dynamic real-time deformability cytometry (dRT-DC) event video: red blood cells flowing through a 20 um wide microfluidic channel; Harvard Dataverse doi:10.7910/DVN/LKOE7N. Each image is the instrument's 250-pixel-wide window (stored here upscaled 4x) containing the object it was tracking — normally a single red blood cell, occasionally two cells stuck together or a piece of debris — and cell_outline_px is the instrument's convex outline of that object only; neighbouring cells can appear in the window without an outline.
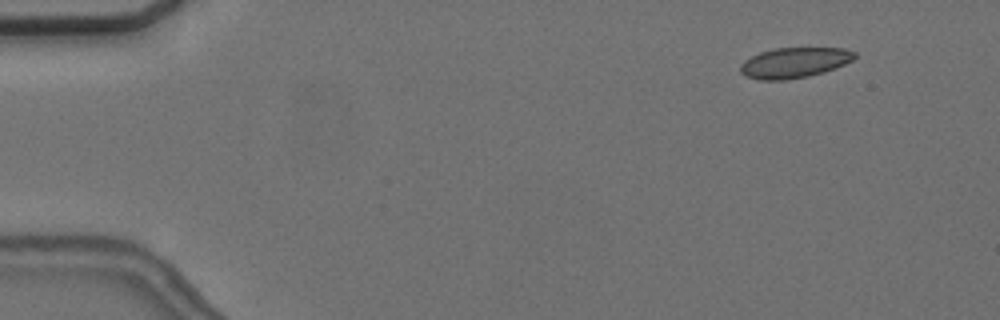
{"species": "common noctule bat (a hibernating species)", "species_latin": "Nyctalus noctula", "temperature_condition": "cold", "stored_images_in_passage": 57, "camera_frame_rate_fps": 3000, "um_per_image_px": 0.085, "animal": {"sex": "female", "body_mass_g": 24.6, "forearm_length_mm": 56.2}, "frame": {"image": 1, "passage_image": 6, "time_ms": 1.667, "image_size_px": [1000, 320], "cell_outline_px": [[856, 56], [852, 60], [836, 68], [824, 72], [808, 76], [784, 80], [760, 80], [744, 76], [740, 72], [740, 64], [744, 60], [760, 52], [772, 48], [844, 48], [856, 52]], "centroid_in_image_um": [67.5, 5.33], "position_along_channel_um": 17.5, "area_um2": 20.35}}
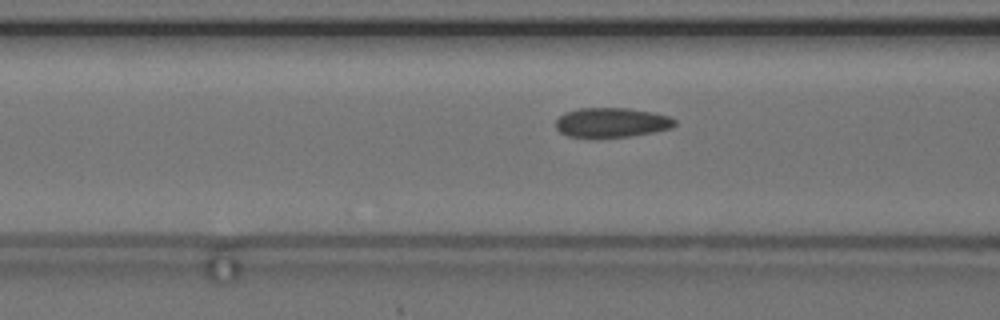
{"frame": {"image": 2, "passage_image": 23, "time_ms": 7.333, "image_size_px": [1000, 320], "cell_outline_px": [[676, 124], [672, 128], [632, 136], [568, 136], [560, 132], [556, 128], [556, 120], [564, 112], [580, 108], [628, 108], [652, 112], [668, 116], [676, 120]], "centroid_in_image_um": [52.0, 10.39], "position_along_channel_um": 114.6, "area_um2": 20.23}}
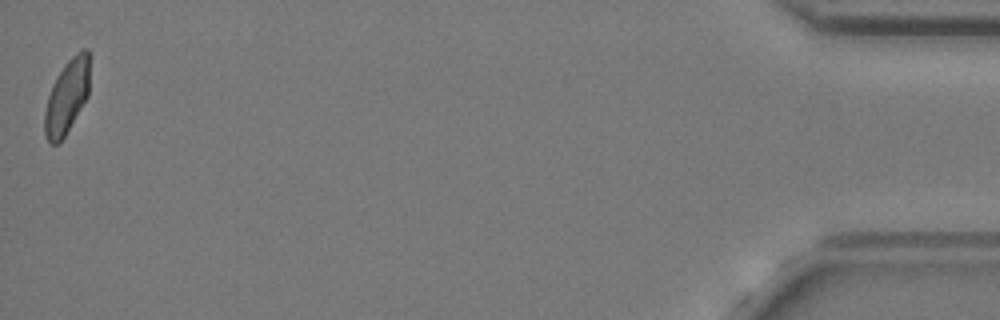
{"frame": {"image": 3, "passage_image": 57, "time_ms": 18.667, "image_size_px": [1000, 320], "cell_outline_px": [[92, 56], [88, 96], [64, 136], [56, 144], [52, 144], [44, 136], [44, 112], [48, 96], [52, 84], [64, 64], [76, 52], [84, 48], [88, 48]], "centroid_in_image_um": [5.73, 8.11], "position_along_channel_um": 429.5, "area_um2": 19.83}, "authors_computed_cell_mechanics": {"area_um2": 20.5768, "velocity_mm_per_s": 3.6139, "shape_relaxation_time_tau1_ms": 8.3557, "shape_relaxation_time_tau2_ms": 1.1519, "deformation_change_tau1": 0.1336, "deformation_change_tau2": 0.0728}}